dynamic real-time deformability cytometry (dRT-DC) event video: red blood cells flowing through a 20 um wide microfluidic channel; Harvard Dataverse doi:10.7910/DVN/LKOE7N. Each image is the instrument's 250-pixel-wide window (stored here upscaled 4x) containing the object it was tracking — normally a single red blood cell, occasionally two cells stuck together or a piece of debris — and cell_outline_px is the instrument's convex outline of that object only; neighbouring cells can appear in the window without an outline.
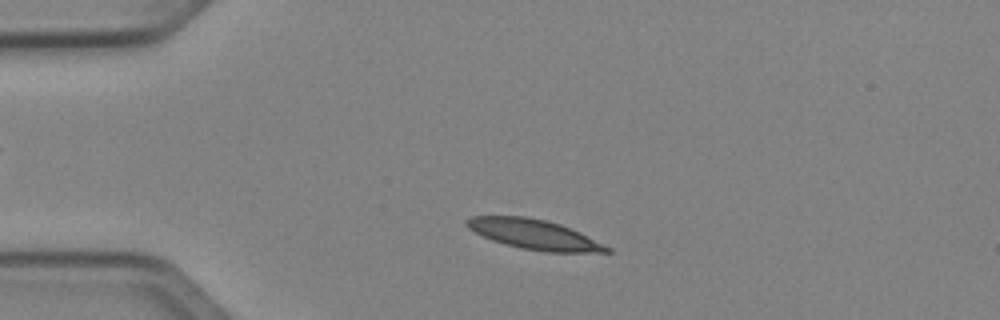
{"species": "Egyptian fruit bat (a non-hibernating species)", "species_latin": "Rousettus aegyptiacus", "temperature_condition": "cold", "stored_images_in_passage": 45, "camera_frame_rate_fps": 3000, "um_per_image_px": 0.085, "animal": {"sex": "female"}, "frame": {"image": 1, "passage_image": 6, "time_ms": 1.667, "image_size_px": [1000, 320], "cell_outline_px": [[612, 252], [544, 252], [520, 248], [504, 244], [492, 240], [468, 228], [464, 224], [464, 220], [472, 216], [524, 216], [548, 220], [560, 224], [580, 232], [612, 248]], "centroid_in_image_um": [45.4, 19.92], "position_along_channel_um": 39.6, "area_um2": 24.45}}
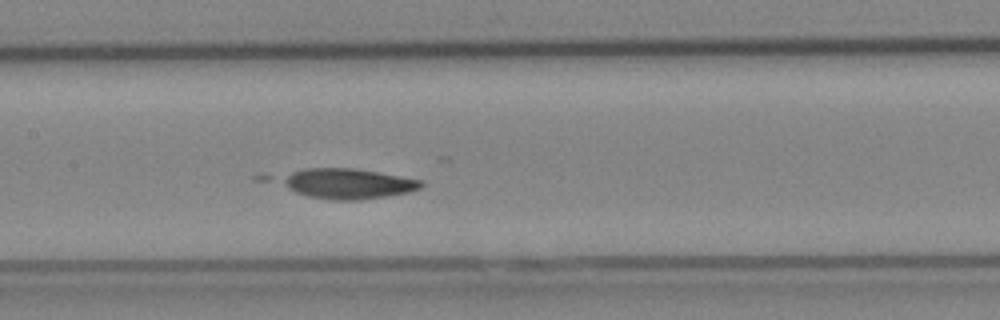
{"frame": {"image": 2, "passage_image": 19, "time_ms": 6.0, "image_size_px": [1000, 320], "cell_outline_px": [[424, 184], [420, 188], [408, 192], [360, 200], [332, 200], [308, 196], [296, 192], [288, 188], [280, 180], [284, 176], [292, 172], [304, 168], [352, 168], [424, 180]], "centroid_in_image_um": [29.58, 15.61], "position_along_channel_um": 177.8, "area_um2": 24.33}}
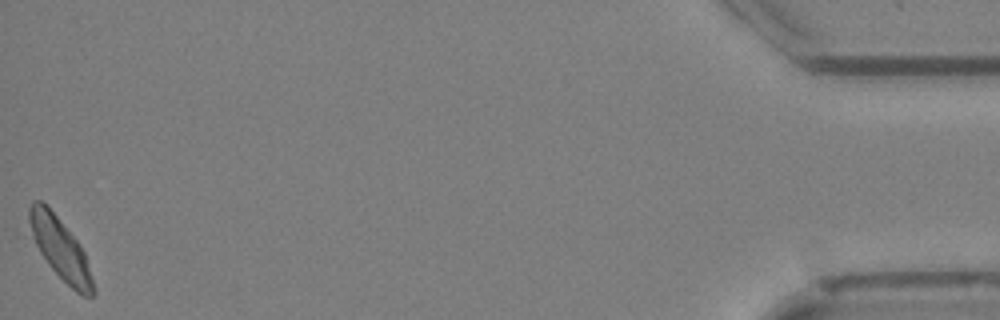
{"frame": {"image": 3, "passage_image": 45, "time_ms": 14.667, "image_size_px": [1000, 320], "cell_outline_px": [[96, 292], [92, 296], [84, 296], [76, 292], [48, 264], [40, 252], [32, 236], [28, 220], [28, 208], [32, 200], [40, 200], [56, 216], [76, 240], [84, 252]], "centroid_in_image_um": [5.11, 21.14], "position_along_channel_um": 430.1, "area_um2": 22.2}}